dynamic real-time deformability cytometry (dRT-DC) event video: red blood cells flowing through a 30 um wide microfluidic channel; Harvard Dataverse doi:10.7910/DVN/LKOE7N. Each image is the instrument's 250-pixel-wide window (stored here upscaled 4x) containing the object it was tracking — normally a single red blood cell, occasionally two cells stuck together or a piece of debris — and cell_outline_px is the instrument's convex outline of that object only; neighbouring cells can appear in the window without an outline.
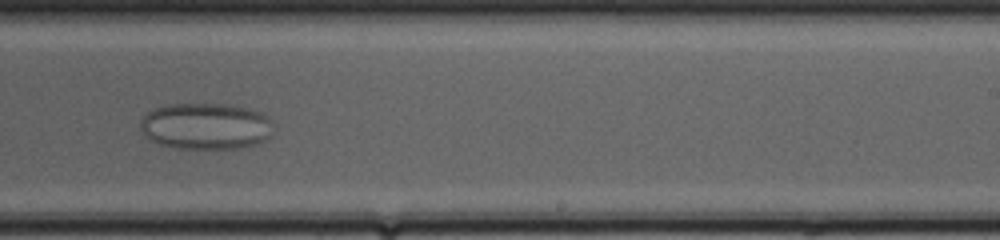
{"species": "common noctule bat (a hibernating species)", "species_latin": "Nyctalus noctula", "temperature_condition": "cold", "stored_images_in_passage": 51, "camera_frame_rate_fps": 3000, "um_per_image_px": 0.085, "animal": {"sex": "female", "body_mass_g": 20.0, "forearm_length_mm": 54.0}, "frame": {"image": 1, "passage_image": 32, "time_ms": 10.333, "image_size_px": [1000, 240], "cell_outline_px": [[272, 124], [268, 140], [256, 144], [236, 148], [176, 148], [160, 144], [152, 140], [140, 128], [140, 120], [148, 112], [156, 108], [168, 104], [236, 104], [264, 112], [272, 120]], "centroid_in_image_um": [17.55, 10.7], "position_along_channel_um": 271.5, "area_um2": 36.18}}